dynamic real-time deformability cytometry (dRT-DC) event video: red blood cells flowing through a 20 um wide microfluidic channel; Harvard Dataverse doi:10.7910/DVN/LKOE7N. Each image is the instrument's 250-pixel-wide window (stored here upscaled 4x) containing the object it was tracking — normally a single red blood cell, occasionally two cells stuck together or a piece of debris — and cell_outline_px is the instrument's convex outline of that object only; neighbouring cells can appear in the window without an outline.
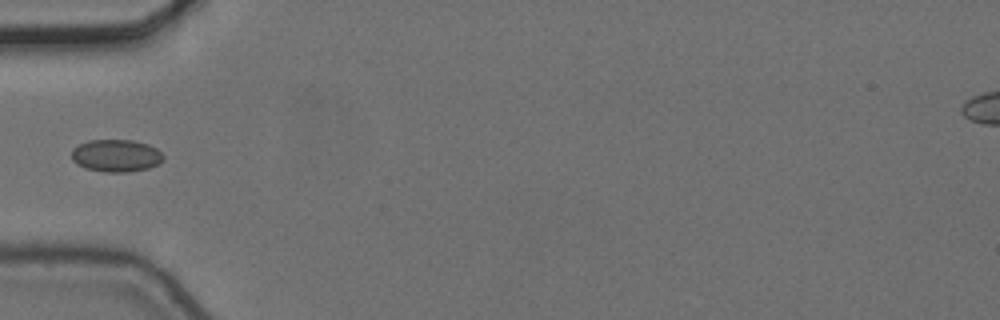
{"species": "common noctule bat (a hibernating species)", "species_latin": "Nyctalus noctula", "temperature_condition": "cold", "stored_images_in_passage": 6, "camera_frame_rate_fps": 3000, "um_per_image_px": 0.085, "animal": {"sex": "female", "body_mass_g": 24.6, "forearm_length_mm": 56.2}, "frame": {"image": 1, "passage_image": 6, "time_ms": 1.667, "image_size_px": [1000, 320], "cell_outline_px": [[164, 160], [160, 164], [148, 168], [124, 172], [104, 172], [84, 168], [76, 164], [72, 160], [72, 148], [88, 140], [132, 140], [148, 144], [156, 148], [164, 156]], "centroid_in_image_um": [9.87, 13.23], "position_along_channel_um": 75.1, "area_um2": 17.46}}